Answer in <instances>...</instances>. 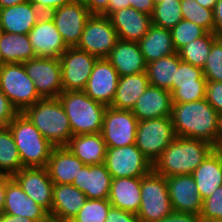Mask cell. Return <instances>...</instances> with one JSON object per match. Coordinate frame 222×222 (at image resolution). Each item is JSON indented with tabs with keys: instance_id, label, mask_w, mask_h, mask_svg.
Wrapping results in <instances>:
<instances>
[{
	"instance_id": "obj_1",
	"label": "cell",
	"mask_w": 222,
	"mask_h": 222,
	"mask_svg": "<svg viewBox=\"0 0 222 222\" xmlns=\"http://www.w3.org/2000/svg\"><path fill=\"white\" fill-rule=\"evenodd\" d=\"M219 113L201 99L188 103H173L170 119L176 136L206 141L217 149Z\"/></svg>"
},
{
	"instance_id": "obj_2",
	"label": "cell",
	"mask_w": 222,
	"mask_h": 222,
	"mask_svg": "<svg viewBox=\"0 0 222 222\" xmlns=\"http://www.w3.org/2000/svg\"><path fill=\"white\" fill-rule=\"evenodd\" d=\"M214 149L206 141L177 136L153 163V171L164 177L192 174Z\"/></svg>"
},
{
	"instance_id": "obj_3",
	"label": "cell",
	"mask_w": 222,
	"mask_h": 222,
	"mask_svg": "<svg viewBox=\"0 0 222 222\" xmlns=\"http://www.w3.org/2000/svg\"><path fill=\"white\" fill-rule=\"evenodd\" d=\"M23 113L54 146H66L73 136L69 119L58 98L40 99Z\"/></svg>"
},
{
	"instance_id": "obj_4",
	"label": "cell",
	"mask_w": 222,
	"mask_h": 222,
	"mask_svg": "<svg viewBox=\"0 0 222 222\" xmlns=\"http://www.w3.org/2000/svg\"><path fill=\"white\" fill-rule=\"evenodd\" d=\"M69 119L73 135L100 133L107 106L84 91H62L57 97Z\"/></svg>"
},
{
	"instance_id": "obj_5",
	"label": "cell",
	"mask_w": 222,
	"mask_h": 222,
	"mask_svg": "<svg viewBox=\"0 0 222 222\" xmlns=\"http://www.w3.org/2000/svg\"><path fill=\"white\" fill-rule=\"evenodd\" d=\"M23 167H46L54 146L19 112L8 125Z\"/></svg>"
},
{
	"instance_id": "obj_6",
	"label": "cell",
	"mask_w": 222,
	"mask_h": 222,
	"mask_svg": "<svg viewBox=\"0 0 222 222\" xmlns=\"http://www.w3.org/2000/svg\"><path fill=\"white\" fill-rule=\"evenodd\" d=\"M166 177L153 170L141 177L140 222H159L173 213Z\"/></svg>"
},
{
	"instance_id": "obj_7",
	"label": "cell",
	"mask_w": 222,
	"mask_h": 222,
	"mask_svg": "<svg viewBox=\"0 0 222 222\" xmlns=\"http://www.w3.org/2000/svg\"><path fill=\"white\" fill-rule=\"evenodd\" d=\"M0 90L18 112H23L27 107L42 99L23 63H5L0 68Z\"/></svg>"
},
{
	"instance_id": "obj_8",
	"label": "cell",
	"mask_w": 222,
	"mask_h": 222,
	"mask_svg": "<svg viewBox=\"0 0 222 222\" xmlns=\"http://www.w3.org/2000/svg\"><path fill=\"white\" fill-rule=\"evenodd\" d=\"M170 117L138 122L135 145L153 164L176 138Z\"/></svg>"
},
{
	"instance_id": "obj_9",
	"label": "cell",
	"mask_w": 222,
	"mask_h": 222,
	"mask_svg": "<svg viewBox=\"0 0 222 222\" xmlns=\"http://www.w3.org/2000/svg\"><path fill=\"white\" fill-rule=\"evenodd\" d=\"M118 40V35L109 17L92 14L86 21L77 48L98 59L107 58Z\"/></svg>"
},
{
	"instance_id": "obj_10",
	"label": "cell",
	"mask_w": 222,
	"mask_h": 222,
	"mask_svg": "<svg viewBox=\"0 0 222 222\" xmlns=\"http://www.w3.org/2000/svg\"><path fill=\"white\" fill-rule=\"evenodd\" d=\"M105 165L112 178L143 177L153 170L151 161L135 144L107 147Z\"/></svg>"
},
{
	"instance_id": "obj_11",
	"label": "cell",
	"mask_w": 222,
	"mask_h": 222,
	"mask_svg": "<svg viewBox=\"0 0 222 222\" xmlns=\"http://www.w3.org/2000/svg\"><path fill=\"white\" fill-rule=\"evenodd\" d=\"M97 59L77 47H68L59 58L63 91H83Z\"/></svg>"
},
{
	"instance_id": "obj_12",
	"label": "cell",
	"mask_w": 222,
	"mask_h": 222,
	"mask_svg": "<svg viewBox=\"0 0 222 222\" xmlns=\"http://www.w3.org/2000/svg\"><path fill=\"white\" fill-rule=\"evenodd\" d=\"M138 120L131 110L107 107L101 134L107 147L135 144Z\"/></svg>"
},
{
	"instance_id": "obj_13",
	"label": "cell",
	"mask_w": 222,
	"mask_h": 222,
	"mask_svg": "<svg viewBox=\"0 0 222 222\" xmlns=\"http://www.w3.org/2000/svg\"><path fill=\"white\" fill-rule=\"evenodd\" d=\"M28 76L33 80L42 98H57L63 91L59 58L36 57L23 62Z\"/></svg>"
},
{
	"instance_id": "obj_14",
	"label": "cell",
	"mask_w": 222,
	"mask_h": 222,
	"mask_svg": "<svg viewBox=\"0 0 222 222\" xmlns=\"http://www.w3.org/2000/svg\"><path fill=\"white\" fill-rule=\"evenodd\" d=\"M48 15L52 18L65 44L68 47H76L86 21L92 14L86 6L70 2L51 11Z\"/></svg>"
},
{
	"instance_id": "obj_15",
	"label": "cell",
	"mask_w": 222,
	"mask_h": 222,
	"mask_svg": "<svg viewBox=\"0 0 222 222\" xmlns=\"http://www.w3.org/2000/svg\"><path fill=\"white\" fill-rule=\"evenodd\" d=\"M119 78L107 58L97 59L83 91L94 101L109 107L114 100Z\"/></svg>"
},
{
	"instance_id": "obj_16",
	"label": "cell",
	"mask_w": 222,
	"mask_h": 222,
	"mask_svg": "<svg viewBox=\"0 0 222 222\" xmlns=\"http://www.w3.org/2000/svg\"><path fill=\"white\" fill-rule=\"evenodd\" d=\"M12 178L28 197L45 208L49 213L53 202V182L46 167H24Z\"/></svg>"
},
{
	"instance_id": "obj_17",
	"label": "cell",
	"mask_w": 222,
	"mask_h": 222,
	"mask_svg": "<svg viewBox=\"0 0 222 222\" xmlns=\"http://www.w3.org/2000/svg\"><path fill=\"white\" fill-rule=\"evenodd\" d=\"M28 37L37 57L60 58L68 48L48 14L42 16Z\"/></svg>"
},
{
	"instance_id": "obj_18",
	"label": "cell",
	"mask_w": 222,
	"mask_h": 222,
	"mask_svg": "<svg viewBox=\"0 0 222 222\" xmlns=\"http://www.w3.org/2000/svg\"><path fill=\"white\" fill-rule=\"evenodd\" d=\"M174 212L200 215L203 199L191 174L166 177Z\"/></svg>"
},
{
	"instance_id": "obj_19",
	"label": "cell",
	"mask_w": 222,
	"mask_h": 222,
	"mask_svg": "<svg viewBox=\"0 0 222 222\" xmlns=\"http://www.w3.org/2000/svg\"><path fill=\"white\" fill-rule=\"evenodd\" d=\"M2 213L27 217L35 222H49V212L37 204L12 178L7 183L6 198Z\"/></svg>"
},
{
	"instance_id": "obj_20",
	"label": "cell",
	"mask_w": 222,
	"mask_h": 222,
	"mask_svg": "<svg viewBox=\"0 0 222 222\" xmlns=\"http://www.w3.org/2000/svg\"><path fill=\"white\" fill-rule=\"evenodd\" d=\"M50 219L70 222L84 206L87 197L72 184H54Z\"/></svg>"
},
{
	"instance_id": "obj_21",
	"label": "cell",
	"mask_w": 222,
	"mask_h": 222,
	"mask_svg": "<svg viewBox=\"0 0 222 222\" xmlns=\"http://www.w3.org/2000/svg\"><path fill=\"white\" fill-rule=\"evenodd\" d=\"M43 15L44 13L29 1L0 8V31L28 34Z\"/></svg>"
},
{
	"instance_id": "obj_22",
	"label": "cell",
	"mask_w": 222,
	"mask_h": 222,
	"mask_svg": "<svg viewBox=\"0 0 222 222\" xmlns=\"http://www.w3.org/2000/svg\"><path fill=\"white\" fill-rule=\"evenodd\" d=\"M118 39L139 42L152 24L151 16L127 7L113 12L109 16Z\"/></svg>"
},
{
	"instance_id": "obj_23",
	"label": "cell",
	"mask_w": 222,
	"mask_h": 222,
	"mask_svg": "<svg viewBox=\"0 0 222 222\" xmlns=\"http://www.w3.org/2000/svg\"><path fill=\"white\" fill-rule=\"evenodd\" d=\"M112 177L105 163L84 165L72 185L83 192L87 199H108Z\"/></svg>"
},
{
	"instance_id": "obj_24",
	"label": "cell",
	"mask_w": 222,
	"mask_h": 222,
	"mask_svg": "<svg viewBox=\"0 0 222 222\" xmlns=\"http://www.w3.org/2000/svg\"><path fill=\"white\" fill-rule=\"evenodd\" d=\"M172 96L169 90L149 85L131 110L138 121L170 117Z\"/></svg>"
},
{
	"instance_id": "obj_25",
	"label": "cell",
	"mask_w": 222,
	"mask_h": 222,
	"mask_svg": "<svg viewBox=\"0 0 222 222\" xmlns=\"http://www.w3.org/2000/svg\"><path fill=\"white\" fill-rule=\"evenodd\" d=\"M107 60L120 77L146 72V62L138 42L118 39Z\"/></svg>"
},
{
	"instance_id": "obj_26",
	"label": "cell",
	"mask_w": 222,
	"mask_h": 222,
	"mask_svg": "<svg viewBox=\"0 0 222 222\" xmlns=\"http://www.w3.org/2000/svg\"><path fill=\"white\" fill-rule=\"evenodd\" d=\"M85 164L66 146L54 147L46 169L53 184H72Z\"/></svg>"
},
{
	"instance_id": "obj_27",
	"label": "cell",
	"mask_w": 222,
	"mask_h": 222,
	"mask_svg": "<svg viewBox=\"0 0 222 222\" xmlns=\"http://www.w3.org/2000/svg\"><path fill=\"white\" fill-rule=\"evenodd\" d=\"M108 200L112 207L137 214L141 201V177L112 178Z\"/></svg>"
},
{
	"instance_id": "obj_28",
	"label": "cell",
	"mask_w": 222,
	"mask_h": 222,
	"mask_svg": "<svg viewBox=\"0 0 222 222\" xmlns=\"http://www.w3.org/2000/svg\"><path fill=\"white\" fill-rule=\"evenodd\" d=\"M66 147L85 165L105 163L107 146L101 132L73 135Z\"/></svg>"
},
{
	"instance_id": "obj_29",
	"label": "cell",
	"mask_w": 222,
	"mask_h": 222,
	"mask_svg": "<svg viewBox=\"0 0 222 222\" xmlns=\"http://www.w3.org/2000/svg\"><path fill=\"white\" fill-rule=\"evenodd\" d=\"M204 200L222 185V155L214 149L191 174Z\"/></svg>"
},
{
	"instance_id": "obj_30",
	"label": "cell",
	"mask_w": 222,
	"mask_h": 222,
	"mask_svg": "<svg viewBox=\"0 0 222 222\" xmlns=\"http://www.w3.org/2000/svg\"><path fill=\"white\" fill-rule=\"evenodd\" d=\"M138 44L146 64L177 53L173 45L171 31L154 24H151L148 32Z\"/></svg>"
},
{
	"instance_id": "obj_31",
	"label": "cell",
	"mask_w": 222,
	"mask_h": 222,
	"mask_svg": "<svg viewBox=\"0 0 222 222\" xmlns=\"http://www.w3.org/2000/svg\"><path fill=\"white\" fill-rule=\"evenodd\" d=\"M149 85L146 72L120 77L116 94L110 107L132 110L138 98L146 91Z\"/></svg>"
},
{
	"instance_id": "obj_32",
	"label": "cell",
	"mask_w": 222,
	"mask_h": 222,
	"mask_svg": "<svg viewBox=\"0 0 222 222\" xmlns=\"http://www.w3.org/2000/svg\"><path fill=\"white\" fill-rule=\"evenodd\" d=\"M0 51L5 63H23L37 57L28 34L0 31Z\"/></svg>"
},
{
	"instance_id": "obj_33",
	"label": "cell",
	"mask_w": 222,
	"mask_h": 222,
	"mask_svg": "<svg viewBox=\"0 0 222 222\" xmlns=\"http://www.w3.org/2000/svg\"><path fill=\"white\" fill-rule=\"evenodd\" d=\"M180 56L177 53L161 57L146 66V73L151 86L173 91V82H176Z\"/></svg>"
},
{
	"instance_id": "obj_34",
	"label": "cell",
	"mask_w": 222,
	"mask_h": 222,
	"mask_svg": "<svg viewBox=\"0 0 222 222\" xmlns=\"http://www.w3.org/2000/svg\"><path fill=\"white\" fill-rule=\"evenodd\" d=\"M23 168L12 132L0 127V173L13 176Z\"/></svg>"
},
{
	"instance_id": "obj_35",
	"label": "cell",
	"mask_w": 222,
	"mask_h": 222,
	"mask_svg": "<svg viewBox=\"0 0 222 222\" xmlns=\"http://www.w3.org/2000/svg\"><path fill=\"white\" fill-rule=\"evenodd\" d=\"M217 38L218 37L214 33L207 32L204 36L183 46L178 51L180 59L195 67L203 69L212 43Z\"/></svg>"
},
{
	"instance_id": "obj_36",
	"label": "cell",
	"mask_w": 222,
	"mask_h": 222,
	"mask_svg": "<svg viewBox=\"0 0 222 222\" xmlns=\"http://www.w3.org/2000/svg\"><path fill=\"white\" fill-rule=\"evenodd\" d=\"M182 19L180 0H164L155 3L151 14L152 24L169 30Z\"/></svg>"
},
{
	"instance_id": "obj_37",
	"label": "cell",
	"mask_w": 222,
	"mask_h": 222,
	"mask_svg": "<svg viewBox=\"0 0 222 222\" xmlns=\"http://www.w3.org/2000/svg\"><path fill=\"white\" fill-rule=\"evenodd\" d=\"M183 19L191 21L207 32L214 33L213 9L201 6L196 0H180Z\"/></svg>"
},
{
	"instance_id": "obj_38",
	"label": "cell",
	"mask_w": 222,
	"mask_h": 222,
	"mask_svg": "<svg viewBox=\"0 0 222 222\" xmlns=\"http://www.w3.org/2000/svg\"><path fill=\"white\" fill-rule=\"evenodd\" d=\"M111 207L108 199H87L70 222H105Z\"/></svg>"
},
{
	"instance_id": "obj_39",
	"label": "cell",
	"mask_w": 222,
	"mask_h": 222,
	"mask_svg": "<svg viewBox=\"0 0 222 222\" xmlns=\"http://www.w3.org/2000/svg\"><path fill=\"white\" fill-rule=\"evenodd\" d=\"M170 31L176 52H178L186 44L204 36L207 33V31L201 26L185 19H182Z\"/></svg>"
},
{
	"instance_id": "obj_40",
	"label": "cell",
	"mask_w": 222,
	"mask_h": 222,
	"mask_svg": "<svg viewBox=\"0 0 222 222\" xmlns=\"http://www.w3.org/2000/svg\"><path fill=\"white\" fill-rule=\"evenodd\" d=\"M203 72L207 81L222 82V37L212 43Z\"/></svg>"
},
{
	"instance_id": "obj_41",
	"label": "cell",
	"mask_w": 222,
	"mask_h": 222,
	"mask_svg": "<svg viewBox=\"0 0 222 222\" xmlns=\"http://www.w3.org/2000/svg\"><path fill=\"white\" fill-rule=\"evenodd\" d=\"M207 81H197V85L178 86L171 92L172 103H188L206 97Z\"/></svg>"
},
{
	"instance_id": "obj_42",
	"label": "cell",
	"mask_w": 222,
	"mask_h": 222,
	"mask_svg": "<svg viewBox=\"0 0 222 222\" xmlns=\"http://www.w3.org/2000/svg\"><path fill=\"white\" fill-rule=\"evenodd\" d=\"M197 81H207L203 69L181 60L176 70V82H173V90L178 86L197 85Z\"/></svg>"
},
{
	"instance_id": "obj_43",
	"label": "cell",
	"mask_w": 222,
	"mask_h": 222,
	"mask_svg": "<svg viewBox=\"0 0 222 222\" xmlns=\"http://www.w3.org/2000/svg\"><path fill=\"white\" fill-rule=\"evenodd\" d=\"M200 218L202 222L222 220V185L203 200Z\"/></svg>"
},
{
	"instance_id": "obj_44",
	"label": "cell",
	"mask_w": 222,
	"mask_h": 222,
	"mask_svg": "<svg viewBox=\"0 0 222 222\" xmlns=\"http://www.w3.org/2000/svg\"><path fill=\"white\" fill-rule=\"evenodd\" d=\"M205 99L219 114H221L222 113V82L207 81Z\"/></svg>"
},
{
	"instance_id": "obj_45",
	"label": "cell",
	"mask_w": 222,
	"mask_h": 222,
	"mask_svg": "<svg viewBox=\"0 0 222 222\" xmlns=\"http://www.w3.org/2000/svg\"><path fill=\"white\" fill-rule=\"evenodd\" d=\"M18 113V110L0 90V127L8 126Z\"/></svg>"
},
{
	"instance_id": "obj_46",
	"label": "cell",
	"mask_w": 222,
	"mask_h": 222,
	"mask_svg": "<svg viewBox=\"0 0 222 222\" xmlns=\"http://www.w3.org/2000/svg\"><path fill=\"white\" fill-rule=\"evenodd\" d=\"M105 222H140L136 214L111 207Z\"/></svg>"
},
{
	"instance_id": "obj_47",
	"label": "cell",
	"mask_w": 222,
	"mask_h": 222,
	"mask_svg": "<svg viewBox=\"0 0 222 222\" xmlns=\"http://www.w3.org/2000/svg\"><path fill=\"white\" fill-rule=\"evenodd\" d=\"M32 3L36 8L41 10L44 14H48L51 11L62 7L63 5L70 3V0H27Z\"/></svg>"
},
{
	"instance_id": "obj_48",
	"label": "cell",
	"mask_w": 222,
	"mask_h": 222,
	"mask_svg": "<svg viewBox=\"0 0 222 222\" xmlns=\"http://www.w3.org/2000/svg\"><path fill=\"white\" fill-rule=\"evenodd\" d=\"M159 222H202L200 215L173 212Z\"/></svg>"
},
{
	"instance_id": "obj_49",
	"label": "cell",
	"mask_w": 222,
	"mask_h": 222,
	"mask_svg": "<svg viewBox=\"0 0 222 222\" xmlns=\"http://www.w3.org/2000/svg\"><path fill=\"white\" fill-rule=\"evenodd\" d=\"M130 2V7H133L137 11L146 13L151 16L154 10L155 1L154 0H128Z\"/></svg>"
},
{
	"instance_id": "obj_50",
	"label": "cell",
	"mask_w": 222,
	"mask_h": 222,
	"mask_svg": "<svg viewBox=\"0 0 222 222\" xmlns=\"http://www.w3.org/2000/svg\"><path fill=\"white\" fill-rule=\"evenodd\" d=\"M214 34L217 37H222V0H218L214 10Z\"/></svg>"
},
{
	"instance_id": "obj_51",
	"label": "cell",
	"mask_w": 222,
	"mask_h": 222,
	"mask_svg": "<svg viewBox=\"0 0 222 222\" xmlns=\"http://www.w3.org/2000/svg\"><path fill=\"white\" fill-rule=\"evenodd\" d=\"M109 0H89L86 6L91 14L103 15L108 8Z\"/></svg>"
},
{
	"instance_id": "obj_52",
	"label": "cell",
	"mask_w": 222,
	"mask_h": 222,
	"mask_svg": "<svg viewBox=\"0 0 222 222\" xmlns=\"http://www.w3.org/2000/svg\"><path fill=\"white\" fill-rule=\"evenodd\" d=\"M127 7H130L128 0H109L107 11L103 15L109 17L113 12Z\"/></svg>"
},
{
	"instance_id": "obj_53",
	"label": "cell",
	"mask_w": 222,
	"mask_h": 222,
	"mask_svg": "<svg viewBox=\"0 0 222 222\" xmlns=\"http://www.w3.org/2000/svg\"><path fill=\"white\" fill-rule=\"evenodd\" d=\"M12 179V176L0 173V213L4 209L6 198L7 183Z\"/></svg>"
},
{
	"instance_id": "obj_54",
	"label": "cell",
	"mask_w": 222,
	"mask_h": 222,
	"mask_svg": "<svg viewBox=\"0 0 222 222\" xmlns=\"http://www.w3.org/2000/svg\"><path fill=\"white\" fill-rule=\"evenodd\" d=\"M1 222H35L27 217L1 213Z\"/></svg>"
},
{
	"instance_id": "obj_55",
	"label": "cell",
	"mask_w": 222,
	"mask_h": 222,
	"mask_svg": "<svg viewBox=\"0 0 222 222\" xmlns=\"http://www.w3.org/2000/svg\"><path fill=\"white\" fill-rule=\"evenodd\" d=\"M27 0H0V8L11 7L26 2Z\"/></svg>"
},
{
	"instance_id": "obj_56",
	"label": "cell",
	"mask_w": 222,
	"mask_h": 222,
	"mask_svg": "<svg viewBox=\"0 0 222 222\" xmlns=\"http://www.w3.org/2000/svg\"><path fill=\"white\" fill-rule=\"evenodd\" d=\"M222 144V113L218 117L217 148Z\"/></svg>"
},
{
	"instance_id": "obj_57",
	"label": "cell",
	"mask_w": 222,
	"mask_h": 222,
	"mask_svg": "<svg viewBox=\"0 0 222 222\" xmlns=\"http://www.w3.org/2000/svg\"><path fill=\"white\" fill-rule=\"evenodd\" d=\"M218 0H196L201 6L207 9H213Z\"/></svg>"
},
{
	"instance_id": "obj_58",
	"label": "cell",
	"mask_w": 222,
	"mask_h": 222,
	"mask_svg": "<svg viewBox=\"0 0 222 222\" xmlns=\"http://www.w3.org/2000/svg\"><path fill=\"white\" fill-rule=\"evenodd\" d=\"M70 2L75 3V4H80V5L87 6L89 0H70Z\"/></svg>"
},
{
	"instance_id": "obj_59",
	"label": "cell",
	"mask_w": 222,
	"mask_h": 222,
	"mask_svg": "<svg viewBox=\"0 0 222 222\" xmlns=\"http://www.w3.org/2000/svg\"><path fill=\"white\" fill-rule=\"evenodd\" d=\"M5 64V61L2 57L1 51H0V68Z\"/></svg>"
},
{
	"instance_id": "obj_60",
	"label": "cell",
	"mask_w": 222,
	"mask_h": 222,
	"mask_svg": "<svg viewBox=\"0 0 222 222\" xmlns=\"http://www.w3.org/2000/svg\"><path fill=\"white\" fill-rule=\"evenodd\" d=\"M216 150L222 155V144Z\"/></svg>"
},
{
	"instance_id": "obj_61",
	"label": "cell",
	"mask_w": 222,
	"mask_h": 222,
	"mask_svg": "<svg viewBox=\"0 0 222 222\" xmlns=\"http://www.w3.org/2000/svg\"><path fill=\"white\" fill-rule=\"evenodd\" d=\"M208 222H222V220H212V221H208Z\"/></svg>"
},
{
	"instance_id": "obj_62",
	"label": "cell",
	"mask_w": 222,
	"mask_h": 222,
	"mask_svg": "<svg viewBox=\"0 0 222 222\" xmlns=\"http://www.w3.org/2000/svg\"><path fill=\"white\" fill-rule=\"evenodd\" d=\"M155 3H158V2H161V1H164V0H154Z\"/></svg>"
}]
</instances>
